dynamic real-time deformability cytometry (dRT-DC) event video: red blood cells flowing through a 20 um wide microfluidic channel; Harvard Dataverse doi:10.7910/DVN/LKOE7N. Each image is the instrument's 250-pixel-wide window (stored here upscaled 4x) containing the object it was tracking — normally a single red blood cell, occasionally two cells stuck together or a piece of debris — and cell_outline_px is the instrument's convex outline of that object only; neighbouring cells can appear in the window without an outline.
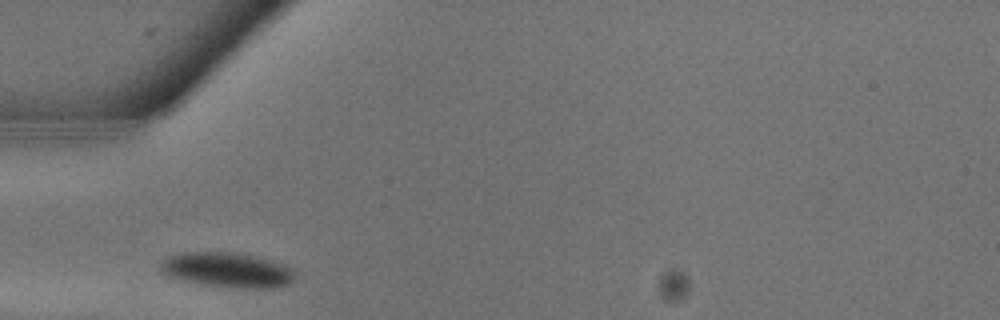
{"species": "common noctule bat (a hibernating species)", "species_latin": "Nyctalus noctula", "temperature_condition": "warm", "stored_images_in_passage": 4, "camera_frame_rate_fps": 3000, "um_per_image_px": 0.085, "animal": {"sex": "male", "body_mass_g": 13.3}, "frame": {"image": 1, "passage_image": 1, "time_ms": 0.0, "image_size_px": [1000, 320], "cell_outline_px": [[296, 276], [292, 280], [284, 284], [272, 288], [244, 288], [212, 284], [184, 280], [168, 276], [160, 268], [160, 264], [168, 256], [184, 252], [240, 252], [272, 260], [292, 268], [296, 272]], "centroid_in_image_um": [19.36, 22.91], "position_along_channel_um": 65.6, "area_um2": 26.93}}
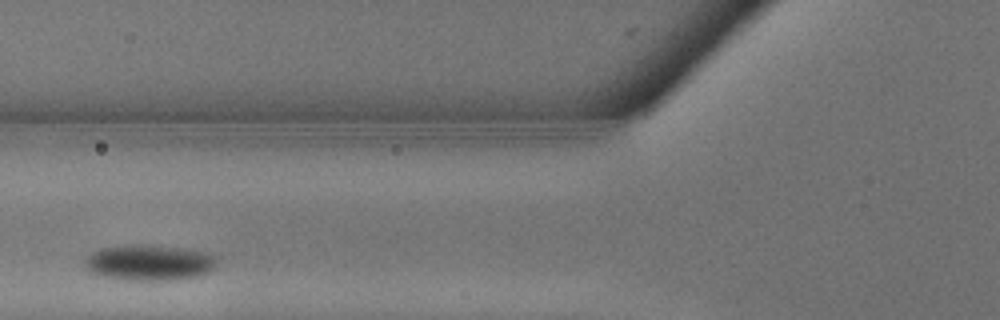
{"frame": {"image": 2, "passage_image": 3, "time_ms": 0.667, "image_size_px": [1000, 320], "cell_outline_px": [[220, 256], [216, 264], [208, 272], [196, 276], [172, 280], [128, 280], [96, 276], [88, 272], [88, 256], [92, 252], [100, 248], [124, 244], [148, 244], [180, 248], [208, 252]], "centroid_in_image_um": [12.7, 22.31], "position_along_channel_um": 113.1, "area_um2": 27.86}}